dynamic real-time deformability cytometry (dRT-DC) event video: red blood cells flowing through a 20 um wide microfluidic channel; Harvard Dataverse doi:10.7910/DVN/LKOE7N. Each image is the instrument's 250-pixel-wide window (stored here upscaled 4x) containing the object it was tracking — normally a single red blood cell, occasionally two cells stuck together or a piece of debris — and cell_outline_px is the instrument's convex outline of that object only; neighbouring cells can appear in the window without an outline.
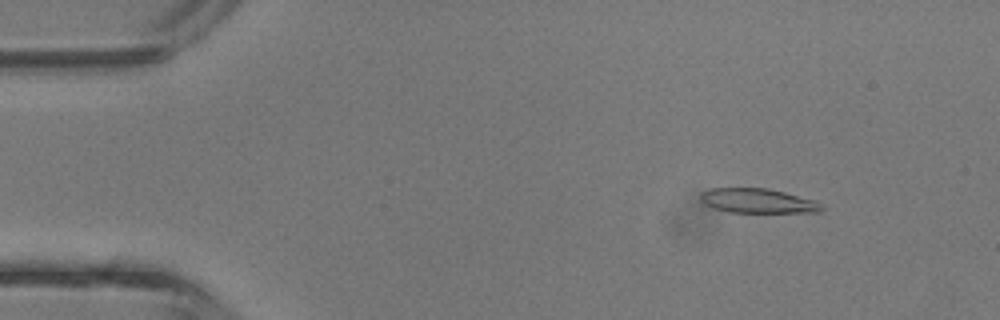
{"species": "common noctule bat (a hibernating species)", "species_latin": "Nyctalus noctula", "temperature_condition": "room temperature", "stored_images_in_passage": 41, "camera_frame_rate_fps": 3000, "um_per_image_px": 0.085, "animal": {"sex": "male", "body_mass_g": 13.3}, "frame": {"image": 1, "passage_image": 5, "time_ms": 1.333, "image_size_px": [1000, 320], "cell_outline_px": [[824, 208], [820, 212], [728, 212], [712, 208], [704, 204], [700, 200], [700, 196], [708, 188], [768, 188], [816, 200]], "centroid_in_image_um": [64.4, 17.07], "position_along_channel_um": 20.6, "area_um2": 17.34}}
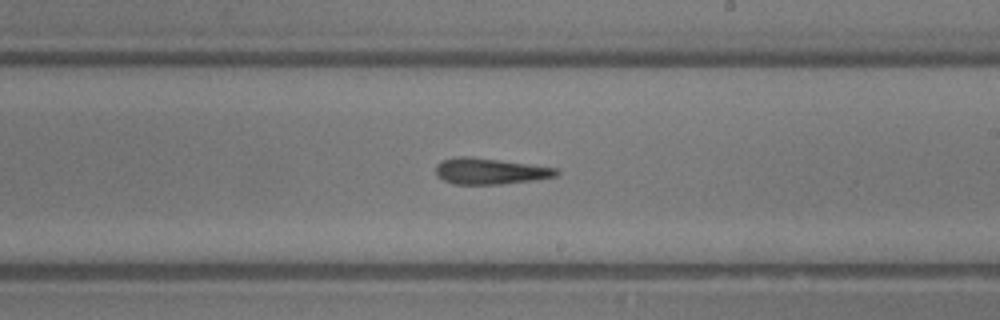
{"frame": {"image": 2, "passage_image": 24, "time_ms": 7.667, "image_size_px": [1000, 320], "cell_outline_px": [[560, 172], [556, 176], [532, 180], [500, 184], [452, 184], [436, 176], [436, 164], [440, 160], [456, 156], [472, 156], [556, 168]], "centroid_in_image_um": [41.58, 14.54], "position_along_channel_um": 247.4, "area_um2": 18.38}}
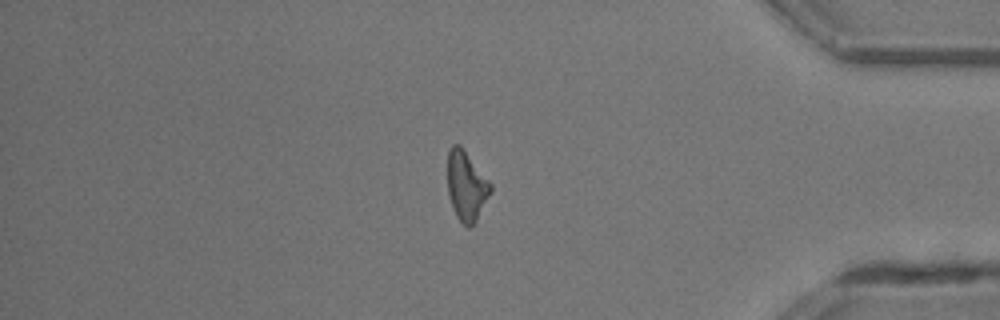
{"frame": {"image": 3, "passage_image": 35, "time_ms": 11.333, "image_size_px": [1000, 320], "cell_outline_px": [[492, 192], [476, 220], [468, 228], [456, 216], [452, 208], [448, 192], [448, 148], [452, 144], [460, 144], [492, 184]], "centroid_in_image_um": [39.64, 15.78], "position_along_channel_um": 395.6, "area_um2": 17.46}, "authors_computed_cell_mechanics": {"area_um2": 18.1492, "velocity_mm_per_s": 4.9222, "shape_relaxation_time_tau1_ms": null, "shape_relaxation_time_tau2_ms": 5.5753, "deformation_change_tau1": null, "deformation_change_tau2": 0.2393}}